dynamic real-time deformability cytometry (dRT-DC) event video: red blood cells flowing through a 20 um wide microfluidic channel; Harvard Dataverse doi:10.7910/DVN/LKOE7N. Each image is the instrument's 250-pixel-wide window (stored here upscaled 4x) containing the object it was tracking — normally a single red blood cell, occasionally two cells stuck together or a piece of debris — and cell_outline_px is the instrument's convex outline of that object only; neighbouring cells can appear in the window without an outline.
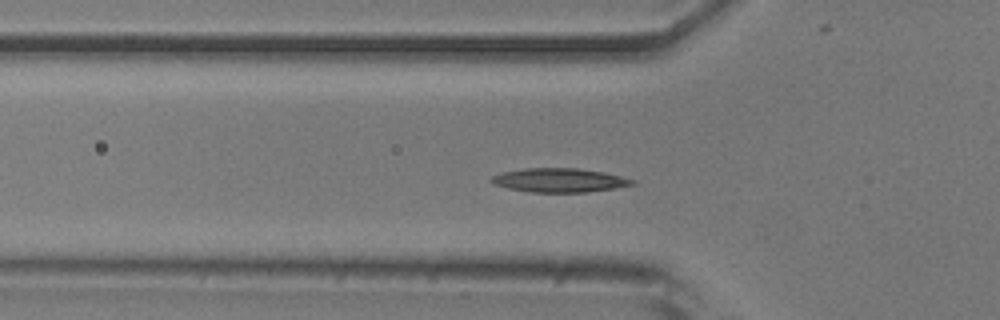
{"species": "common noctule bat (a hibernating species)", "species_latin": "Nyctalus noctula", "temperature_condition": "room temperature", "stored_images_in_passage": 45, "camera_frame_rate_fps": 3000, "um_per_image_px": 0.085, "animal": {"sex": "male", "body_mass_g": 20.5, "forearm_length_mm": 52.5}, "frame": {"image": 1, "passage_image": 11, "time_ms": 3.333, "image_size_px": [1000, 320], "cell_outline_px": [[636, 184], [616, 188], [588, 192], [528, 192], [508, 188], [492, 184], [488, 180], [492, 176], [504, 172], [524, 168], [576, 168], [604, 172], [636, 180]], "centroid_in_image_um": [47.54, 15.32], "position_along_channel_um": 78.3, "area_um2": 19.77}}
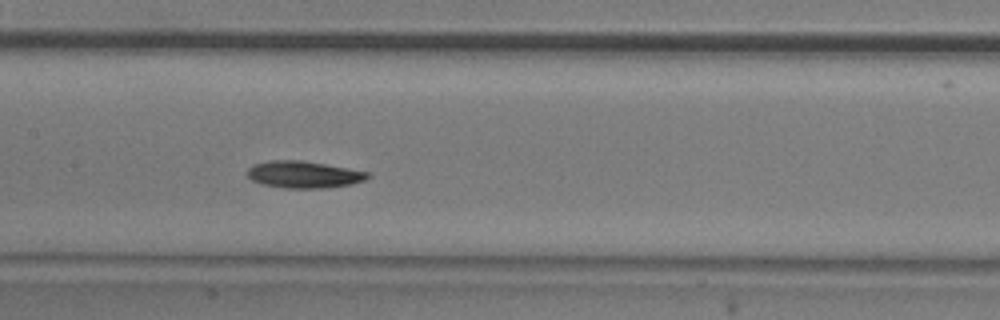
{"frame": {"image": 2, "passage_image": 19, "time_ms": 6.0, "image_size_px": [1000, 320], "cell_outline_px": [[372, 176], [364, 180], [352, 184], [328, 188], [284, 188], [264, 184], [252, 180], [244, 172], [252, 164], [268, 160], [300, 160], [348, 168], [368, 172]], "centroid_in_image_um": [25.79, 14.83], "position_along_channel_um": 181.6, "area_um2": 19.02}}
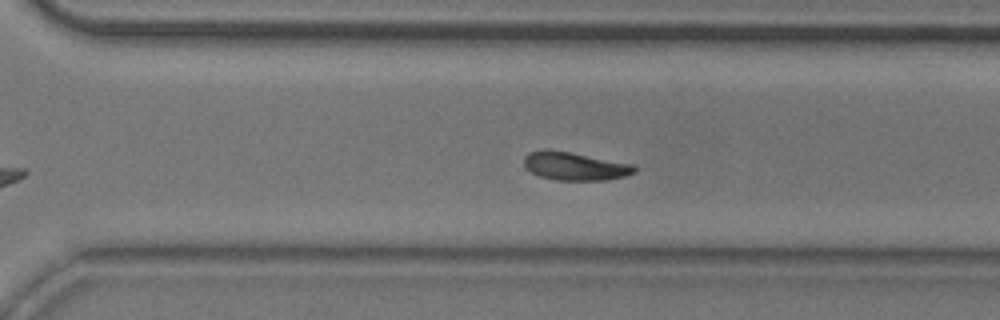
{"frame": {"image": 3, "passage_image": 30, "time_ms": 9.667, "image_size_px": [1000, 320], "cell_outline_px": [[636, 172], [624, 176], [604, 180], [556, 180], [540, 176], [532, 172], [524, 164], [524, 156], [528, 152], [572, 152], [632, 164], [636, 168]], "centroid_in_image_um": [48.92, 14.15], "position_along_channel_um": 321.7, "area_um2": 17.51}}